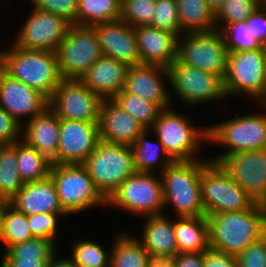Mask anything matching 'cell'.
<instances>
[{
	"label": "cell",
	"mask_w": 266,
	"mask_h": 267,
	"mask_svg": "<svg viewBox=\"0 0 266 267\" xmlns=\"http://www.w3.org/2000/svg\"><path fill=\"white\" fill-rule=\"evenodd\" d=\"M209 245L238 256L253 242L266 235V205L255 203L250 209L207 216Z\"/></svg>",
	"instance_id": "6da1fadb"
},
{
	"label": "cell",
	"mask_w": 266,
	"mask_h": 267,
	"mask_svg": "<svg viewBox=\"0 0 266 267\" xmlns=\"http://www.w3.org/2000/svg\"><path fill=\"white\" fill-rule=\"evenodd\" d=\"M10 47L2 51L0 68L49 100L63 80L57 52L29 50L14 44Z\"/></svg>",
	"instance_id": "7a4b0ae2"
},
{
	"label": "cell",
	"mask_w": 266,
	"mask_h": 267,
	"mask_svg": "<svg viewBox=\"0 0 266 267\" xmlns=\"http://www.w3.org/2000/svg\"><path fill=\"white\" fill-rule=\"evenodd\" d=\"M207 159L173 161L162 173L164 208L174 206L177 217H204L205 209L201 200L202 168Z\"/></svg>",
	"instance_id": "3957f363"
},
{
	"label": "cell",
	"mask_w": 266,
	"mask_h": 267,
	"mask_svg": "<svg viewBox=\"0 0 266 267\" xmlns=\"http://www.w3.org/2000/svg\"><path fill=\"white\" fill-rule=\"evenodd\" d=\"M82 164L106 200L136 172L131 146L101 140Z\"/></svg>",
	"instance_id": "277c9868"
},
{
	"label": "cell",
	"mask_w": 266,
	"mask_h": 267,
	"mask_svg": "<svg viewBox=\"0 0 266 267\" xmlns=\"http://www.w3.org/2000/svg\"><path fill=\"white\" fill-rule=\"evenodd\" d=\"M151 130L173 161L197 160L200 142L208 141V127L194 126L171 107L160 112Z\"/></svg>",
	"instance_id": "5b68a950"
},
{
	"label": "cell",
	"mask_w": 266,
	"mask_h": 267,
	"mask_svg": "<svg viewBox=\"0 0 266 267\" xmlns=\"http://www.w3.org/2000/svg\"><path fill=\"white\" fill-rule=\"evenodd\" d=\"M50 177L54 181L60 206L68 215L99 205L107 207V200L97 190L83 164H52Z\"/></svg>",
	"instance_id": "8992f818"
},
{
	"label": "cell",
	"mask_w": 266,
	"mask_h": 267,
	"mask_svg": "<svg viewBox=\"0 0 266 267\" xmlns=\"http://www.w3.org/2000/svg\"><path fill=\"white\" fill-rule=\"evenodd\" d=\"M263 109L266 110L265 106ZM208 142L229 147L222 155L210 159L216 163L238 152L266 149V113L243 115L208 126Z\"/></svg>",
	"instance_id": "52a82bcc"
},
{
	"label": "cell",
	"mask_w": 266,
	"mask_h": 267,
	"mask_svg": "<svg viewBox=\"0 0 266 267\" xmlns=\"http://www.w3.org/2000/svg\"><path fill=\"white\" fill-rule=\"evenodd\" d=\"M266 58L264 47L257 50L228 52L224 77L226 96L247 94L257 103L266 98Z\"/></svg>",
	"instance_id": "ba28073f"
},
{
	"label": "cell",
	"mask_w": 266,
	"mask_h": 267,
	"mask_svg": "<svg viewBox=\"0 0 266 267\" xmlns=\"http://www.w3.org/2000/svg\"><path fill=\"white\" fill-rule=\"evenodd\" d=\"M200 185L206 217L215 213L248 210L256 203L216 162L209 161L202 168Z\"/></svg>",
	"instance_id": "9c48e42d"
},
{
	"label": "cell",
	"mask_w": 266,
	"mask_h": 267,
	"mask_svg": "<svg viewBox=\"0 0 266 267\" xmlns=\"http://www.w3.org/2000/svg\"><path fill=\"white\" fill-rule=\"evenodd\" d=\"M107 205L140 217L164 214L160 175L136 171L111 195Z\"/></svg>",
	"instance_id": "30bf717a"
},
{
	"label": "cell",
	"mask_w": 266,
	"mask_h": 267,
	"mask_svg": "<svg viewBox=\"0 0 266 267\" xmlns=\"http://www.w3.org/2000/svg\"><path fill=\"white\" fill-rule=\"evenodd\" d=\"M167 70L170 86L185 105L227 98L224 79L220 75L182 63L178 58L167 67Z\"/></svg>",
	"instance_id": "8fae6325"
},
{
	"label": "cell",
	"mask_w": 266,
	"mask_h": 267,
	"mask_svg": "<svg viewBox=\"0 0 266 267\" xmlns=\"http://www.w3.org/2000/svg\"><path fill=\"white\" fill-rule=\"evenodd\" d=\"M227 55V46L220 30L186 33L178 37L177 58L182 63L220 75L223 79L227 70Z\"/></svg>",
	"instance_id": "7c38bea8"
},
{
	"label": "cell",
	"mask_w": 266,
	"mask_h": 267,
	"mask_svg": "<svg viewBox=\"0 0 266 267\" xmlns=\"http://www.w3.org/2000/svg\"><path fill=\"white\" fill-rule=\"evenodd\" d=\"M56 52L63 79L79 80L103 56L94 28L77 25L69 28Z\"/></svg>",
	"instance_id": "4fadbf2b"
},
{
	"label": "cell",
	"mask_w": 266,
	"mask_h": 267,
	"mask_svg": "<svg viewBox=\"0 0 266 267\" xmlns=\"http://www.w3.org/2000/svg\"><path fill=\"white\" fill-rule=\"evenodd\" d=\"M103 99L78 79H63L48 101L59 119L99 122Z\"/></svg>",
	"instance_id": "5bb4252c"
},
{
	"label": "cell",
	"mask_w": 266,
	"mask_h": 267,
	"mask_svg": "<svg viewBox=\"0 0 266 267\" xmlns=\"http://www.w3.org/2000/svg\"><path fill=\"white\" fill-rule=\"evenodd\" d=\"M32 10L13 44L29 50L56 52L72 24L53 13L35 7Z\"/></svg>",
	"instance_id": "9a60e30c"
},
{
	"label": "cell",
	"mask_w": 266,
	"mask_h": 267,
	"mask_svg": "<svg viewBox=\"0 0 266 267\" xmlns=\"http://www.w3.org/2000/svg\"><path fill=\"white\" fill-rule=\"evenodd\" d=\"M219 164L256 203L266 205V149L228 155Z\"/></svg>",
	"instance_id": "2e32d148"
},
{
	"label": "cell",
	"mask_w": 266,
	"mask_h": 267,
	"mask_svg": "<svg viewBox=\"0 0 266 267\" xmlns=\"http://www.w3.org/2000/svg\"><path fill=\"white\" fill-rule=\"evenodd\" d=\"M99 141L98 122L60 119L57 164H82Z\"/></svg>",
	"instance_id": "e0dca14e"
},
{
	"label": "cell",
	"mask_w": 266,
	"mask_h": 267,
	"mask_svg": "<svg viewBox=\"0 0 266 267\" xmlns=\"http://www.w3.org/2000/svg\"><path fill=\"white\" fill-rule=\"evenodd\" d=\"M48 101L40 92L12 78L0 68V107L22 126L25 122L21 118L25 116L30 121L48 107Z\"/></svg>",
	"instance_id": "ac0fdd59"
},
{
	"label": "cell",
	"mask_w": 266,
	"mask_h": 267,
	"mask_svg": "<svg viewBox=\"0 0 266 267\" xmlns=\"http://www.w3.org/2000/svg\"><path fill=\"white\" fill-rule=\"evenodd\" d=\"M102 54L128 67L141 65L134 28L122 20L93 26Z\"/></svg>",
	"instance_id": "d6986e66"
},
{
	"label": "cell",
	"mask_w": 266,
	"mask_h": 267,
	"mask_svg": "<svg viewBox=\"0 0 266 267\" xmlns=\"http://www.w3.org/2000/svg\"><path fill=\"white\" fill-rule=\"evenodd\" d=\"M169 81L168 70L159 65H139L129 67L123 90L144 100L158 104L162 109L170 108L171 95L165 87Z\"/></svg>",
	"instance_id": "ffe728a7"
},
{
	"label": "cell",
	"mask_w": 266,
	"mask_h": 267,
	"mask_svg": "<svg viewBox=\"0 0 266 267\" xmlns=\"http://www.w3.org/2000/svg\"><path fill=\"white\" fill-rule=\"evenodd\" d=\"M98 124L100 140L112 144L132 146L145 130L112 99H103Z\"/></svg>",
	"instance_id": "44dd1931"
},
{
	"label": "cell",
	"mask_w": 266,
	"mask_h": 267,
	"mask_svg": "<svg viewBox=\"0 0 266 267\" xmlns=\"http://www.w3.org/2000/svg\"><path fill=\"white\" fill-rule=\"evenodd\" d=\"M141 65L168 67L177 59L178 37L150 25L134 27Z\"/></svg>",
	"instance_id": "7402d4cb"
},
{
	"label": "cell",
	"mask_w": 266,
	"mask_h": 267,
	"mask_svg": "<svg viewBox=\"0 0 266 267\" xmlns=\"http://www.w3.org/2000/svg\"><path fill=\"white\" fill-rule=\"evenodd\" d=\"M22 126V140L52 164H57L60 119L47 107Z\"/></svg>",
	"instance_id": "603a6c76"
},
{
	"label": "cell",
	"mask_w": 266,
	"mask_h": 267,
	"mask_svg": "<svg viewBox=\"0 0 266 267\" xmlns=\"http://www.w3.org/2000/svg\"><path fill=\"white\" fill-rule=\"evenodd\" d=\"M128 66L102 56L80 77V81L102 99H113L124 88Z\"/></svg>",
	"instance_id": "cb8c5ba5"
},
{
	"label": "cell",
	"mask_w": 266,
	"mask_h": 267,
	"mask_svg": "<svg viewBox=\"0 0 266 267\" xmlns=\"http://www.w3.org/2000/svg\"><path fill=\"white\" fill-rule=\"evenodd\" d=\"M9 204L27 216L38 213H66L60 206L58 193L50 176L41 181L24 183Z\"/></svg>",
	"instance_id": "d4e9b609"
},
{
	"label": "cell",
	"mask_w": 266,
	"mask_h": 267,
	"mask_svg": "<svg viewBox=\"0 0 266 267\" xmlns=\"http://www.w3.org/2000/svg\"><path fill=\"white\" fill-rule=\"evenodd\" d=\"M166 214L146 216L142 239L138 238L148 253L176 256L178 253L173 221Z\"/></svg>",
	"instance_id": "484cf974"
},
{
	"label": "cell",
	"mask_w": 266,
	"mask_h": 267,
	"mask_svg": "<svg viewBox=\"0 0 266 267\" xmlns=\"http://www.w3.org/2000/svg\"><path fill=\"white\" fill-rule=\"evenodd\" d=\"M178 253H199L209 245V225L207 217H178L173 221Z\"/></svg>",
	"instance_id": "4316f807"
},
{
	"label": "cell",
	"mask_w": 266,
	"mask_h": 267,
	"mask_svg": "<svg viewBox=\"0 0 266 267\" xmlns=\"http://www.w3.org/2000/svg\"><path fill=\"white\" fill-rule=\"evenodd\" d=\"M180 36L216 30V15L205 0H176Z\"/></svg>",
	"instance_id": "83f0119b"
},
{
	"label": "cell",
	"mask_w": 266,
	"mask_h": 267,
	"mask_svg": "<svg viewBox=\"0 0 266 267\" xmlns=\"http://www.w3.org/2000/svg\"><path fill=\"white\" fill-rule=\"evenodd\" d=\"M149 132L152 131L145 129L131 146L133 167L137 172L144 173H155L154 169L160 167L161 171L159 173H162L173 160L168 156L158 139L156 140L158 142L148 140L147 136L151 135L148 134Z\"/></svg>",
	"instance_id": "f1b7e54d"
},
{
	"label": "cell",
	"mask_w": 266,
	"mask_h": 267,
	"mask_svg": "<svg viewBox=\"0 0 266 267\" xmlns=\"http://www.w3.org/2000/svg\"><path fill=\"white\" fill-rule=\"evenodd\" d=\"M110 248V267H148V251L138 237L120 234Z\"/></svg>",
	"instance_id": "f546056e"
},
{
	"label": "cell",
	"mask_w": 266,
	"mask_h": 267,
	"mask_svg": "<svg viewBox=\"0 0 266 267\" xmlns=\"http://www.w3.org/2000/svg\"><path fill=\"white\" fill-rule=\"evenodd\" d=\"M121 0H78L77 26L93 27L120 20Z\"/></svg>",
	"instance_id": "4dcf8cb0"
},
{
	"label": "cell",
	"mask_w": 266,
	"mask_h": 267,
	"mask_svg": "<svg viewBox=\"0 0 266 267\" xmlns=\"http://www.w3.org/2000/svg\"><path fill=\"white\" fill-rule=\"evenodd\" d=\"M17 167L21 180L28 183L49 177L52 163L21 139L17 141Z\"/></svg>",
	"instance_id": "1f68e13d"
},
{
	"label": "cell",
	"mask_w": 266,
	"mask_h": 267,
	"mask_svg": "<svg viewBox=\"0 0 266 267\" xmlns=\"http://www.w3.org/2000/svg\"><path fill=\"white\" fill-rule=\"evenodd\" d=\"M17 167V142L0 150V199L9 202L23 187Z\"/></svg>",
	"instance_id": "d6a6232c"
},
{
	"label": "cell",
	"mask_w": 266,
	"mask_h": 267,
	"mask_svg": "<svg viewBox=\"0 0 266 267\" xmlns=\"http://www.w3.org/2000/svg\"><path fill=\"white\" fill-rule=\"evenodd\" d=\"M122 109L133 116L145 129L150 130L160 112L158 104L121 90L113 99Z\"/></svg>",
	"instance_id": "836d02e7"
},
{
	"label": "cell",
	"mask_w": 266,
	"mask_h": 267,
	"mask_svg": "<svg viewBox=\"0 0 266 267\" xmlns=\"http://www.w3.org/2000/svg\"><path fill=\"white\" fill-rule=\"evenodd\" d=\"M57 254L56 244L45 238L33 237L12 245L4 251L1 260H41L50 261Z\"/></svg>",
	"instance_id": "e575fe53"
},
{
	"label": "cell",
	"mask_w": 266,
	"mask_h": 267,
	"mask_svg": "<svg viewBox=\"0 0 266 267\" xmlns=\"http://www.w3.org/2000/svg\"><path fill=\"white\" fill-rule=\"evenodd\" d=\"M28 224V216L17 211L8 204L3 215L2 242L7 251L12 245L27 241L33 238Z\"/></svg>",
	"instance_id": "d590c367"
},
{
	"label": "cell",
	"mask_w": 266,
	"mask_h": 267,
	"mask_svg": "<svg viewBox=\"0 0 266 267\" xmlns=\"http://www.w3.org/2000/svg\"><path fill=\"white\" fill-rule=\"evenodd\" d=\"M72 249L69 258L77 267H110V251L93 240L76 241Z\"/></svg>",
	"instance_id": "8d00e7d4"
},
{
	"label": "cell",
	"mask_w": 266,
	"mask_h": 267,
	"mask_svg": "<svg viewBox=\"0 0 266 267\" xmlns=\"http://www.w3.org/2000/svg\"><path fill=\"white\" fill-rule=\"evenodd\" d=\"M220 31L228 52L257 50L263 47L250 32L246 20L227 24Z\"/></svg>",
	"instance_id": "74e56055"
},
{
	"label": "cell",
	"mask_w": 266,
	"mask_h": 267,
	"mask_svg": "<svg viewBox=\"0 0 266 267\" xmlns=\"http://www.w3.org/2000/svg\"><path fill=\"white\" fill-rule=\"evenodd\" d=\"M259 5V0H225L216 14L217 30H221L227 24L246 20Z\"/></svg>",
	"instance_id": "f35d334b"
},
{
	"label": "cell",
	"mask_w": 266,
	"mask_h": 267,
	"mask_svg": "<svg viewBox=\"0 0 266 267\" xmlns=\"http://www.w3.org/2000/svg\"><path fill=\"white\" fill-rule=\"evenodd\" d=\"M156 0H121L120 20L130 26L150 25L155 12Z\"/></svg>",
	"instance_id": "ab89813d"
},
{
	"label": "cell",
	"mask_w": 266,
	"mask_h": 267,
	"mask_svg": "<svg viewBox=\"0 0 266 267\" xmlns=\"http://www.w3.org/2000/svg\"><path fill=\"white\" fill-rule=\"evenodd\" d=\"M150 26L180 36V23L176 0H156L155 12Z\"/></svg>",
	"instance_id": "60d3db41"
},
{
	"label": "cell",
	"mask_w": 266,
	"mask_h": 267,
	"mask_svg": "<svg viewBox=\"0 0 266 267\" xmlns=\"http://www.w3.org/2000/svg\"><path fill=\"white\" fill-rule=\"evenodd\" d=\"M67 215V213H38L28 216V224L32 235L45 238L55 244L57 240V220Z\"/></svg>",
	"instance_id": "b9f144b4"
},
{
	"label": "cell",
	"mask_w": 266,
	"mask_h": 267,
	"mask_svg": "<svg viewBox=\"0 0 266 267\" xmlns=\"http://www.w3.org/2000/svg\"><path fill=\"white\" fill-rule=\"evenodd\" d=\"M31 3L38 10L61 16L77 25L78 0H31Z\"/></svg>",
	"instance_id": "7bdbcfd3"
},
{
	"label": "cell",
	"mask_w": 266,
	"mask_h": 267,
	"mask_svg": "<svg viewBox=\"0 0 266 267\" xmlns=\"http://www.w3.org/2000/svg\"><path fill=\"white\" fill-rule=\"evenodd\" d=\"M239 267H266V235L237 256Z\"/></svg>",
	"instance_id": "ee69618b"
},
{
	"label": "cell",
	"mask_w": 266,
	"mask_h": 267,
	"mask_svg": "<svg viewBox=\"0 0 266 267\" xmlns=\"http://www.w3.org/2000/svg\"><path fill=\"white\" fill-rule=\"evenodd\" d=\"M20 135H22V125L0 107V140L5 144H13L21 140Z\"/></svg>",
	"instance_id": "f6af8a7d"
},
{
	"label": "cell",
	"mask_w": 266,
	"mask_h": 267,
	"mask_svg": "<svg viewBox=\"0 0 266 267\" xmlns=\"http://www.w3.org/2000/svg\"><path fill=\"white\" fill-rule=\"evenodd\" d=\"M248 28L254 37L266 45V8L259 5L258 8L246 19Z\"/></svg>",
	"instance_id": "bcb514c9"
},
{
	"label": "cell",
	"mask_w": 266,
	"mask_h": 267,
	"mask_svg": "<svg viewBox=\"0 0 266 267\" xmlns=\"http://www.w3.org/2000/svg\"><path fill=\"white\" fill-rule=\"evenodd\" d=\"M204 267H239L237 256L209 247L204 251Z\"/></svg>",
	"instance_id": "7dc6e473"
},
{
	"label": "cell",
	"mask_w": 266,
	"mask_h": 267,
	"mask_svg": "<svg viewBox=\"0 0 266 267\" xmlns=\"http://www.w3.org/2000/svg\"><path fill=\"white\" fill-rule=\"evenodd\" d=\"M173 267H204V252L177 254Z\"/></svg>",
	"instance_id": "c3c4849f"
},
{
	"label": "cell",
	"mask_w": 266,
	"mask_h": 267,
	"mask_svg": "<svg viewBox=\"0 0 266 267\" xmlns=\"http://www.w3.org/2000/svg\"><path fill=\"white\" fill-rule=\"evenodd\" d=\"M174 256L149 253L148 256V267H173Z\"/></svg>",
	"instance_id": "681fc988"
},
{
	"label": "cell",
	"mask_w": 266,
	"mask_h": 267,
	"mask_svg": "<svg viewBox=\"0 0 266 267\" xmlns=\"http://www.w3.org/2000/svg\"><path fill=\"white\" fill-rule=\"evenodd\" d=\"M8 267H47L50 261L41 260H2Z\"/></svg>",
	"instance_id": "f907efd6"
},
{
	"label": "cell",
	"mask_w": 266,
	"mask_h": 267,
	"mask_svg": "<svg viewBox=\"0 0 266 267\" xmlns=\"http://www.w3.org/2000/svg\"><path fill=\"white\" fill-rule=\"evenodd\" d=\"M47 267H77L70 258L59 259L56 254L51 258Z\"/></svg>",
	"instance_id": "816d5d0a"
},
{
	"label": "cell",
	"mask_w": 266,
	"mask_h": 267,
	"mask_svg": "<svg viewBox=\"0 0 266 267\" xmlns=\"http://www.w3.org/2000/svg\"><path fill=\"white\" fill-rule=\"evenodd\" d=\"M205 1L207 2V5L210 7V9L216 15L218 11L222 8L225 0H205Z\"/></svg>",
	"instance_id": "f5cc1de1"
},
{
	"label": "cell",
	"mask_w": 266,
	"mask_h": 267,
	"mask_svg": "<svg viewBox=\"0 0 266 267\" xmlns=\"http://www.w3.org/2000/svg\"><path fill=\"white\" fill-rule=\"evenodd\" d=\"M8 204L9 202L0 199V243L2 242L4 210Z\"/></svg>",
	"instance_id": "db71d44e"
},
{
	"label": "cell",
	"mask_w": 266,
	"mask_h": 267,
	"mask_svg": "<svg viewBox=\"0 0 266 267\" xmlns=\"http://www.w3.org/2000/svg\"><path fill=\"white\" fill-rule=\"evenodd\" d=\"M260 5L266 8V0H260Z\"/></svg>",
	"instance_id": "11a10c76"
},
{
	"label": "cell",
	"mask_w": 266,
	"mask_h": 267,
	"mask_svg": "<svg viewBox=\"0 0 266 267\" xmlns=\"http://www.w3.org/2000/svg\"><path fill=\"white\" fill-rule=\"evenodd\" d=\"M5 146V143H3L1 140H0V150Z\"/></svg>",
	"instance_id": "9f6ffc18"
},
{
	"label": "cell",
	"mask_w": 266,
	"mask_h": 267,
	"mask_svg": "<svg viewBox=\"0 0 266 267\" xmlns=\"http://www.w3.org/2000/svg\"><path fill=\"white\" fill-rule=\"evenodd\" d=\"M0 267H8V266L1 260Z\"/></svg>",
	"instance_id": "6f0895ef"
},
{
	"label": "cell",
	"mask_w": 266,
	"mask_h": 267,
	"mask_svg": "<svg viewBox=\"0 0 266 267\" xmlns=\"http://www.w3.org/2000/svg\"><path fill=\"white\" fill-rule=\"evenodd\" d=\"M260 106H265L266 107V98H265V100L263 101V103L262 104H259Z\"/></svg>",
	"instance_id": "680465c9"
},
{
	"label": "cell",
	"mask_w": 266,
	"mask_h": 267,
	"mask_svg": "<svg viewBox=\"0 0 266 267\" xmlns=\"http://www.w3.org/2000/svg\"><path fill=\"white\" fill-rule=\"evenodd\" d=\"M264 47V50H265V58H266V45L265 46H263ZM265 71H266V69H265ZM266 74V73H265Z\"/></svg>",
	"instance_id": "91938a15"
},
{
	"label": "cell",
	"mask_w": 266,
	"mask_h": 267,
	"mask_svg": "<svg viewBox=\"0 0 266 267\" xmlns=\"http://www.w3.org/2000/svg\"><path fill=\"white\" fill-rule=\"evenodd\" d=\"M1 56H2V52L0 51V63H1Z\"/></svg>",
	"instance_id": "94428289"
}]
</instances>
